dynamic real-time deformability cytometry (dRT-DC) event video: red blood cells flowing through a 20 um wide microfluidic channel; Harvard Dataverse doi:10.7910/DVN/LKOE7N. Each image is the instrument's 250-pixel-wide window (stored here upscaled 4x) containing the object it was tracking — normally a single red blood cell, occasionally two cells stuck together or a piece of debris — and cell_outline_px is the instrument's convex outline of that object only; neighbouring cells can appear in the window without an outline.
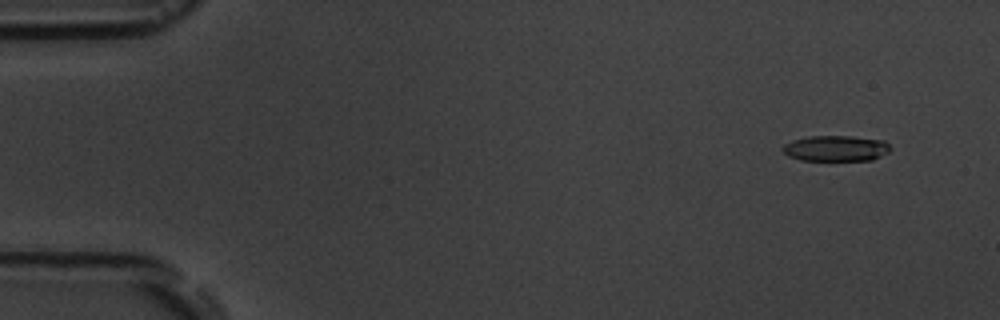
{"species": "common noctule bat (a hibernating species)", "species_latin": "Nyctalus noctula", "temperature_condition": "room temperature", "stored_images_in_passage": 15, "camera_frame_rate_fps": 3000, "um_per_image_px": 0.085, "animal": {"sex": "male", "body_mass_g": 19.5, "forearm_length_mm": 54.6}, "frame": {"image": 1, "passage_image": 2, "time_ms": 1.0, "image_size_px": [1000, 320], "cell_outline_px": [[892, 148], [888, 152], [872, 160], [800, 160], [788, 156], [780, 148], [784, 144], [792, 140], [808, 136], [852, 136], [884, 140]], "centroid_in_image_um": [71.03, 12.6], "position_along_channel_um": 14.0, "area_um2": 16.24}}
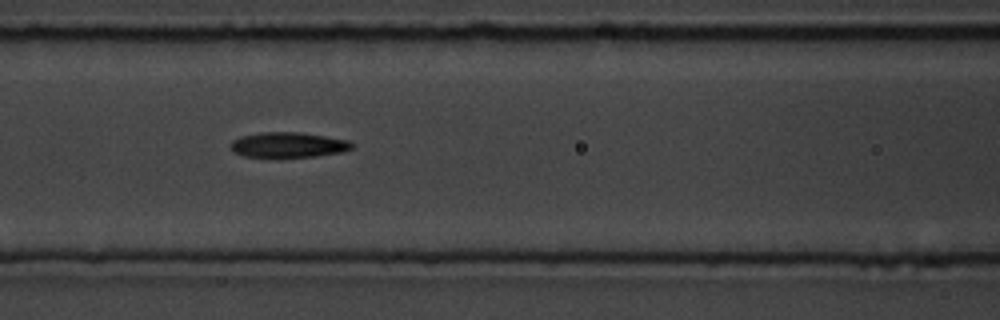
{"frame": {"image": 2, "passage_image": 7, "time_ms": 7.667, "image_size_px": [1000, 320], "cell_outline_px": [[352, 148], [340, 152], [316, 156], [280, 160], [244, 156], [232, 152], [228, 144], [232, 140], [240, 136], [260, 132], [300, 132], [348, 140], [352, 144]], "centroid_in_image_um": [24.39, 12.35], "position_along_channel_um": 142.2, "area_um2": 18.67}}
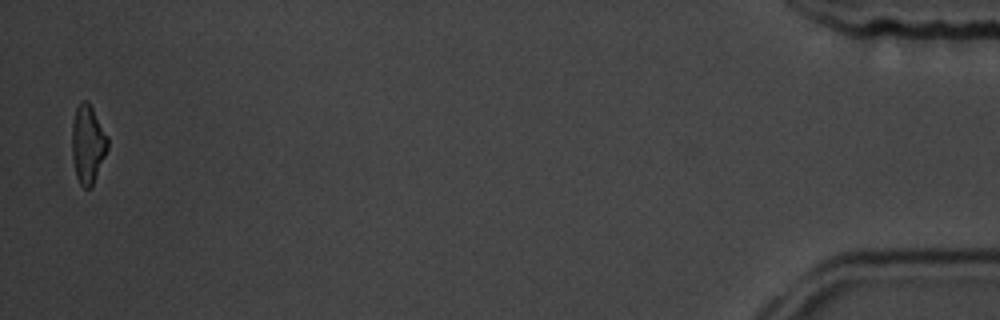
{"frame": {"image": 3, "passage_image": 15, "time_ms": 18.0, "image_size_px": [1000, 320], "cell_outline_px": [[108, 148], [92, 188], [84, 188], [80, 184], [76, 176], [72, 156], [72, 124], [76, 108], [80, 100], [88, 100], [108, 136]], "centroid_in_image_um": [7.46, 12.25], "position_along_channel_um": 427.7, "area_um2": 16.47}, "authors_computed_cell_mechanics": {"area_um2": 17.3978, "velocity_mm_per_s": 3.6646, "shape_relaxation_time_tau1_ms": 3.5709, "shape_relaxation_time_tau2_ms": 6.375, "deformation_change_tau1": 0.1566, "deformation_change_tau2": 0.1755}}